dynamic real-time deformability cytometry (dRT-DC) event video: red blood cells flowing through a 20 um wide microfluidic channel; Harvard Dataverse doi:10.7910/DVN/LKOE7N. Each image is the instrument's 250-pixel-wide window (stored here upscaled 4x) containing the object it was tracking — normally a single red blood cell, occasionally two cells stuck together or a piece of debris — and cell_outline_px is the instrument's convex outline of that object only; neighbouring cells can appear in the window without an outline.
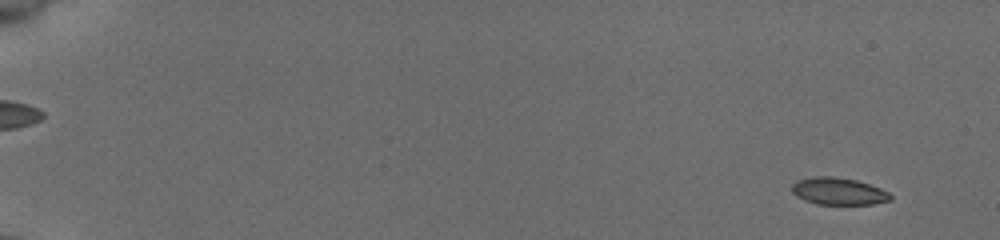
{"species": "common noctule bat (a hibernating species)", "species_latin": "Nyctalus noctula", "temperature_condition": "cold", "stored_images_in_passage": 55, "camera_frame_rate_fps": 3000, "um_per_image_px": 0.085, "animal": {"sex": "female", "body_mass_g": 19.5, "forearm_length_mm": 54.1}, "frame": {"image": 1, "passage_image": 4, "time_ms": 1.0, "image_size_px": [1000, 240], "cell_outline_px": [[892, 200], [872, 204], [816, 204], [804, 200], [796, 196], [792, 192], [792, 184], [796, 180], [812, 176], [832, 176], [856, 180], [880, 188], [888, 192], [892, 196]], "centroid_in_image_um": [71.24, 16.25], "position_along_channel_um": 13.8, "area_um2": 15.66}}
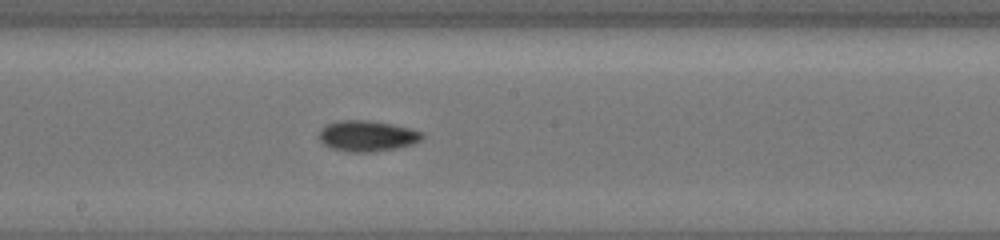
{"frame": {"image": 2, "passage_image": 33, "time_ms": 10.667, "image_size_px": [1000, 240], "cell_outline_px": [[424, 136], [420, 140], [412, 144], [396, 148], [372, 152], [348, 152], [332, 148], [324, 144], [320, 140], [320, 128], [328, 124], [340, 120], [368, 120], [392, 124], [424, 132]], "centroid_in_image_um": [31.21, 11.55], "position_along_channel_um": 217.0, "area_um2": 18.44}}
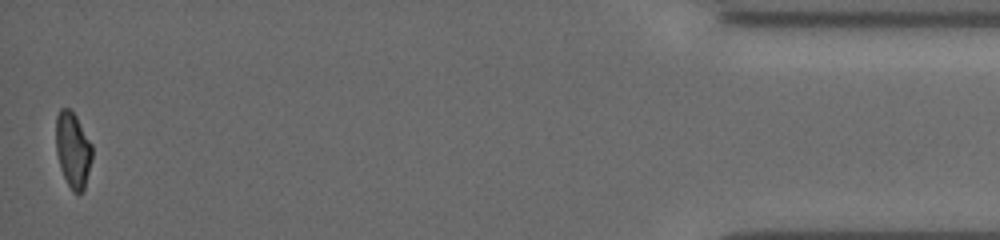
{"frame": {"image": 3, "passage_image": 55, "time_ms": 18.0, "image_size_px": [1000, 240], "cell_outline_px": [[92, 160], [84, 188], [80, 192], [72, 192], [60, 168], [56, 152], [56, 116], [60, 108], [68, 108], [76, 116], [92, 144]], "centroid_in_image_um": [6.19, 12.72], "position_along_channel_um": 429.0, "area_um2": 15.9}, "authors_computed_cell_mechanics": {"area_um2": 16.762, "velocity_mm_per_s": 3.8951, "shape_relaxation_time_tau1_ms": 6.2366, "shape_relaxation_time_tau2_ms": null, "deformation_change_tau1": 0.1385, "deformation_change_tau2": null}}